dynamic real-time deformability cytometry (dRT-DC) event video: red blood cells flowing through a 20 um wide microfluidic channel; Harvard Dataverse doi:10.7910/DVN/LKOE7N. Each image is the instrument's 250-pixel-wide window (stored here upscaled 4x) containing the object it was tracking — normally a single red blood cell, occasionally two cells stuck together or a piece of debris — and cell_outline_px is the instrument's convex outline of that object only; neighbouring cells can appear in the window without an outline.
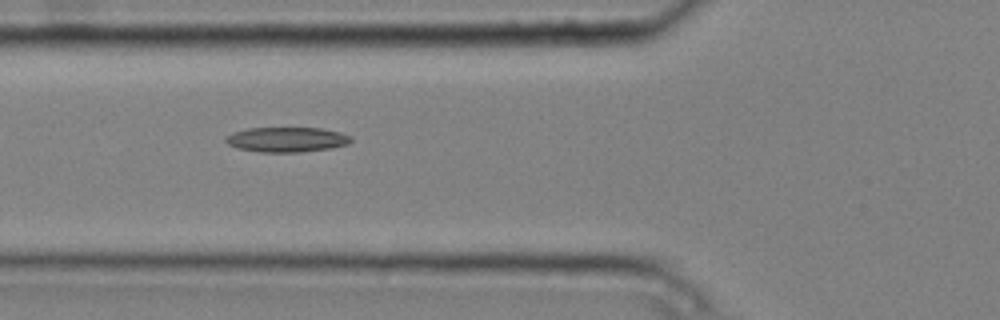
{"species": "common noctule bat (a hibernating species)", "species_latin": "Nyctalus noctula", "temperature_condition": "cold", "stored_images_in_passage": 6, "camera_frame_rate_fps": 3000, "um_per_image_px": 0.085, "animal": {"sex": "male", "body_mass_g": 20.4}, "frame": {"image": 1, "passage_image": 2, "time_ms": 0.333, "image_size_px": [1000, 320], "cell_outline_px": [[352, 140], [348, 144], [332, 148], [300, 152], [260, 152], [236, 148], [228, 144], [224, 140], [232, 132], [248, 128], [320, 128], [340, 132], [352, 136]], "centroid_in_image_um": [24.38, 11.86], "position_along_channel_um": 101.4, "area_um2": 18.26}}
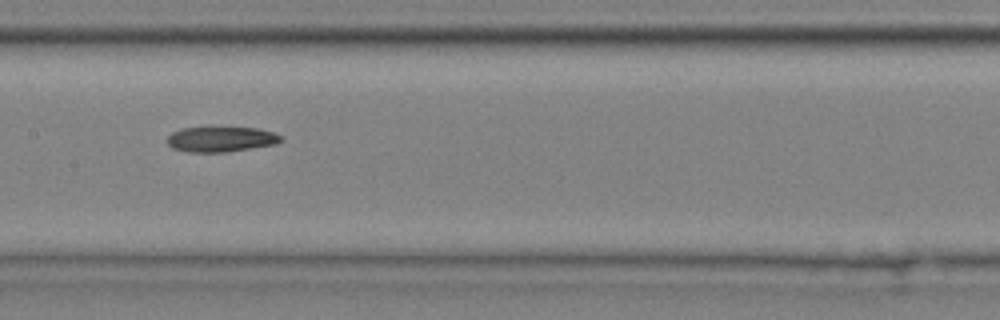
{"frame": {"image": 2, "passage_image": 4, "time_ms": 1.0, "image_size_px": [1000, 320], "cell_outline_px": [[284, 140], [276, 144], [228, 152], [188, 152], [172, 148], [168, 144], [168, 136], [172, 132], [180, 128], [208, 124], [260, 128], [284, 136]], "centroid_in_image_um": [18.79, 11.77], "position_along_channel_um": 188.6, "area_um2": 17.92}}
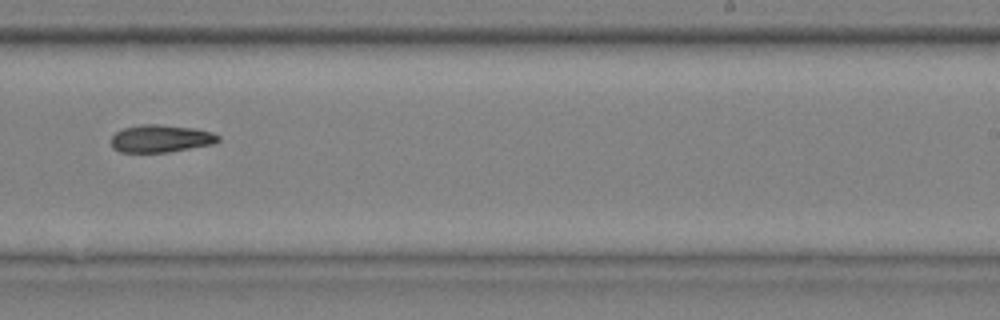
{"frame": {"image": 3, "passage_image": 6, "time_ms": 1.667, "image_size_px": [1000, 320], "cell_outline_px": [[220, 140], [216, 144], [168, 152], [120, 152], [112, 148], [112, 136], [116, 132], [124, 128], [140, 124], [156, 124], [196, 128], [212, 132], [220, 136]], "centroid_in_image_um": [13.71, 11.78], "position_along_channel_um": 275.3, "area_um2": 17.34}}